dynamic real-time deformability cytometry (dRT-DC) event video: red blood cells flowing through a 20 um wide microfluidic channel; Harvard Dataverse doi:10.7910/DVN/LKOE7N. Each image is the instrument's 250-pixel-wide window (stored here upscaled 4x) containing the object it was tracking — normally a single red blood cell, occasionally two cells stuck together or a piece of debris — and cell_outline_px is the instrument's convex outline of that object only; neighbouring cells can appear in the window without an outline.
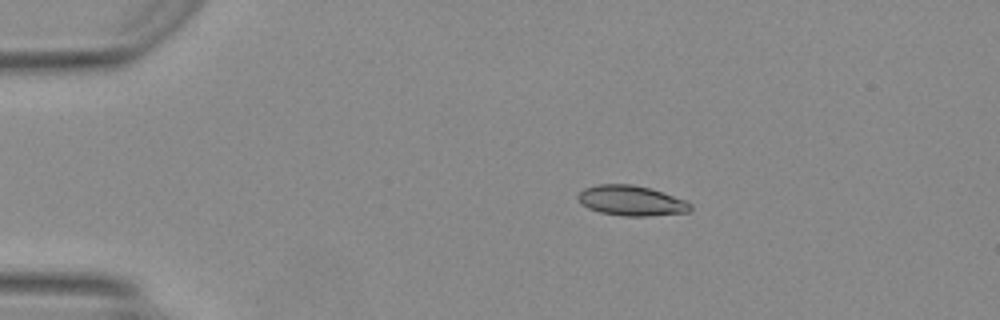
{"species": "Egyptian fruit bat (a non-hibernating species)", "species_latin": "Rousettus aegyptiacus", "temperature_condition": "warm", "stored_images_in_passage": 40, "camera_frame_rate_fps": 3000, "um_per_image_px": 0.085, "animal": {"sex": "female"}, "frame": {"image": 1, "passage_image": 1, "time_ms": 0.0, "image_size_px": [1000, 320], "cell_outline_px": [[692, 208], [688, 212], [648, 216], [624, 216], [600, 212], [588, 208], [580, 204], [576, 196], [584, 188], [600, 184], [632, 184], [648, 188], [684, 200], [692, 204]], "centroid_in_image_um": [53.62, 17.06], "position_along_channel_um": 31.4, "area_um2": 19.59}}
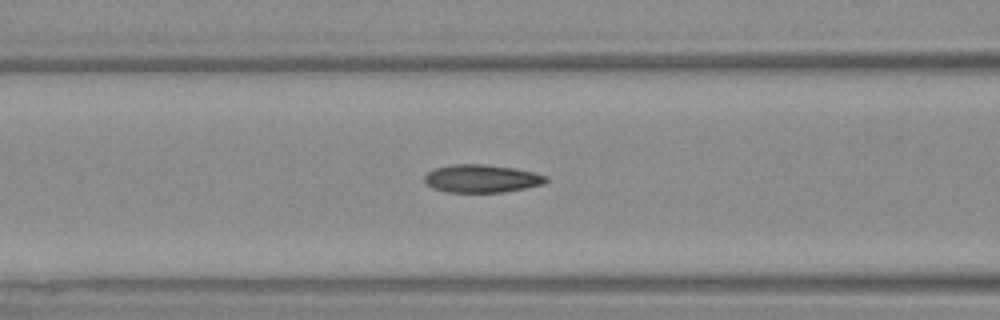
{"frame": {"image": 2, "passage_image": 12, "time_ms": 3.667, "image_size_px": [1000, 320], "cell_outline_px": [[548, 180], [544, 184], [504, 192], [444, 192], [432, 188], [424, 180], [424, 176], [428, 172], [436, 168], [452, 164], [484, 164], [512, 168], [536, 172], [548, 176]], "centroid_in_image_um": [40.95, 15.18], "position_along_channel_um": 125.6, "area_um2": 19.83}}
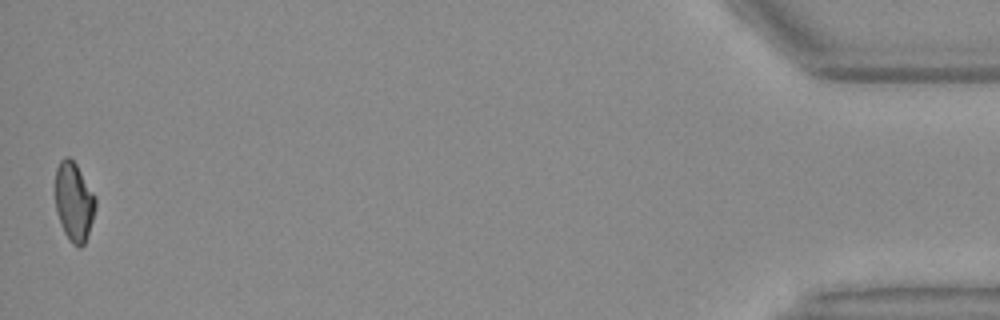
{"frame": {"image": 3, "passage_image": 40, "time_ms": 13.0, "image_size_px": [1000, 320], "cell_outline_px": [[96, 208], [84, 244], [80, 248], [72, 244], [64, 232], [56, 208], [56, 168], [60, 160], [64, 156], [68, 156], [76, 164], [96, 196]], "centroid_in_image_um": [6.3, 17.13], "position_along_channel_um": 428.9, "area_um2": 18.32}, "authors_computed_cell_mechanics": {"area_um2": 19.5942, "velocity_mm_per_s": 4.2191, "shape_relaxation_time_tau1_ms": null, "shape_relaxation_time_tau2_ms": 2.4447, "deformation_change_tau1": null, "deformation_change_tau2": 0.0876}}